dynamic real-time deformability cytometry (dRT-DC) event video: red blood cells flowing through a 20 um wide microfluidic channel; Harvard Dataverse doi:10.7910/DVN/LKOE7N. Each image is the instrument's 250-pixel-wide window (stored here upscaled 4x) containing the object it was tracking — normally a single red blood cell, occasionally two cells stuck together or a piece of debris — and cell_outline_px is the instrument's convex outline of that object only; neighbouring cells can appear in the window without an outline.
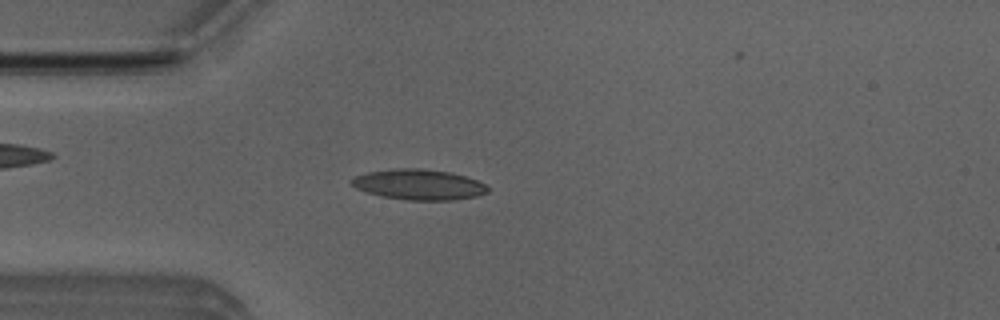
{"species": "Egyptian fruit bat (a non-hibernating species)", "species_latin": "Rousettus aegyptiacus", "temperature_condition": "room temperature", "stored_images_in_passage": 47, "camera_frame_rate_fps": 3000, "um_per_image_px": 0.085, "animal": {"sex": "male"}, "frame": {"image": 1, "passage_image": 9, "time_ms": 2.667, "image_size_px": [1000, 320], "cell_outline_px": [[488, 192], [476, 196], [452, 200], [408, 200], [380, 196], [356, 188], [348, 180], [356, 176], [368, 172], [392, 168], [424, 168], [452, 172], [476, 180], [484, 184], [488, 188]], "centroid_in_image_um": [35.58, 15.67], "position_along_channel_um": 49.4, "area_um2": 24.22}}
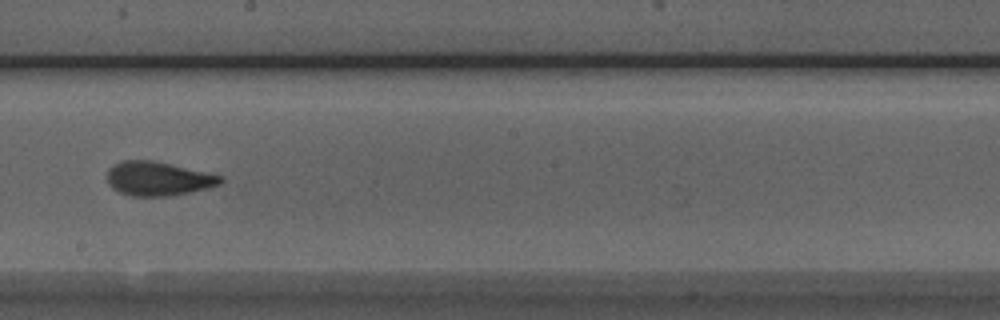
{"frame": {"image": 2, "passage_image": 24, "time_ms": 7.667, "image_size_px": [1000, 320], "cell_outline_px": [[224, 180], [220, 184], [208, 188], [168, 196], [132, 196], [120, 192], [112, 188], [108, 184], [108, 168], [112, 164], [120, 160], [152, 160], [224, 176]], "centroid_in_image_um": [13.42, 15.18], "position_along_channel_um": 234.8, "area_um2": 22.48}}
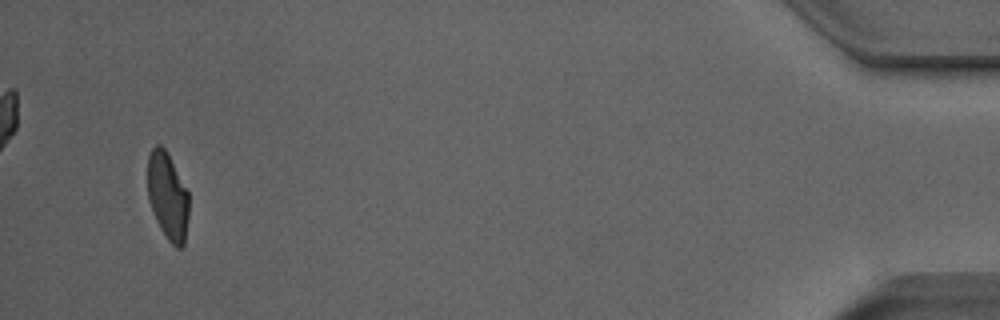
{"frame": {"image": 3, "passage_image": 45, "time_ms": 14.667, "image_size_px": [1000, 320], "cell_outline_px": [[188, 216], [184, 244], [180, 248], [176, 248], [168, 240], [160, 228], [156, 220], [148, 200], [148, 156], [152, 148], [156, 144], [160, 144], [168, 152], [188, 192]], "centroid_in_image_um": [14.24, 16.65], "position_along_channel_um": 421.0, "area_um2": 20.98}, "authors_computed_cell_mechanics": {"area_um2": 22.4842, "velocity_mm_per_s": 3.8963, "shape_relaxation_time_tau1_ms": 3.6475, "shape_relaxation_time_tau2_ms": 1.4967, "deformation_change_tau1": 0.1448, "deformation_change_tau2": 0.085}}